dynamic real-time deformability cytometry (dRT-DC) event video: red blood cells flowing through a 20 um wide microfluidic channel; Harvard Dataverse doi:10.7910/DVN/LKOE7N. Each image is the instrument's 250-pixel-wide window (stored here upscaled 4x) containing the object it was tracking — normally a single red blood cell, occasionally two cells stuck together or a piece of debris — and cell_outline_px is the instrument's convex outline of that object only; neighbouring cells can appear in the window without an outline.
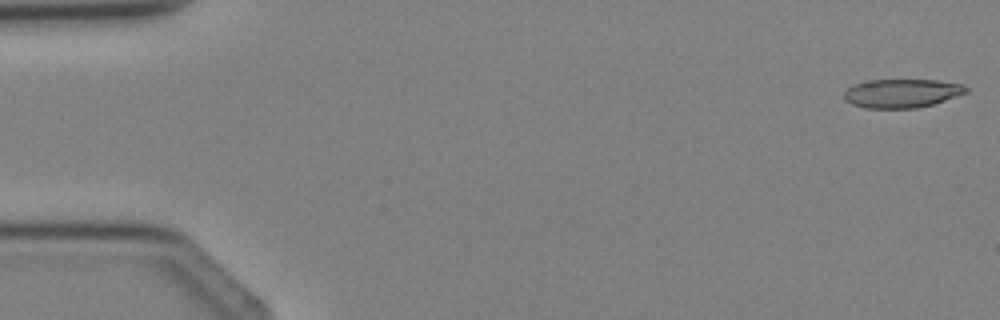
{"species": "Egyptian fruit bat (a non-hibernating species)", "species_latin": "Rousettus aegyptiacus", "temperature_condition": "cold", "stored_images_in_passage": 4, "camera_frame_rate_fps": 3000, "um_per_image_px": 0.085, "animal": {"sex": "female"}, "frame": {"image": 1, "passage_image": 1, "time_ms": 0.0, "image_size_px": [1000, 320], "cell_outline_px": [[968, 92], [932, 104], [916, 108], [864, 108], [852, 104], [844, 100], [844, 92], [848, 88], [856, 84], [872, 80], [936, 80], [960, 84], [968, 88]], "centroid_in_image_um": [76.63, 7.93], "position_along_channel_um": 8.4, "area_um2": 20.17}}